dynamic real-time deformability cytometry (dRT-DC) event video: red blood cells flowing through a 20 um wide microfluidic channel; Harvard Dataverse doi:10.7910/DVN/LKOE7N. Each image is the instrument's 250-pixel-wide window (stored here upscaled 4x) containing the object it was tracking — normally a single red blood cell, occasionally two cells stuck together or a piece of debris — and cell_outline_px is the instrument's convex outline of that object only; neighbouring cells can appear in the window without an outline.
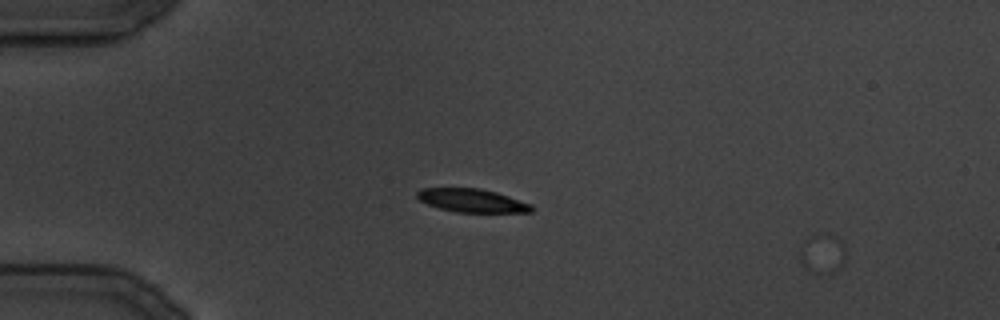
{"species": "common noctule bat (a hibernating species)", "species_latin": "Nyctalus noctula", "temperature_condition": "cold", "stored_images_in_passage": 7, "camera_frame_rate_fps": 3000, "um_per_image_px": 0.085, "animal": {"sex": "male", "body_mass_g": 19.5, "forearm_length_mm": 54.6}, "frame": {"image": 1, "passage_image": 6, "time_ms": 1.667, "image_size_px": [1000, 320], "cell_outline_px": [[536, 208], [532, 212], [456, 212], [440, 208], [428, 204], [420, 200], [416, 196], [416, 192], [420, 188], [480, 188], [496, 192], [532, 204]], "centroid_in_image_um": [40.14, 17.04], "position_along_channel_um": 44.9, "area_um2": 15.61}}